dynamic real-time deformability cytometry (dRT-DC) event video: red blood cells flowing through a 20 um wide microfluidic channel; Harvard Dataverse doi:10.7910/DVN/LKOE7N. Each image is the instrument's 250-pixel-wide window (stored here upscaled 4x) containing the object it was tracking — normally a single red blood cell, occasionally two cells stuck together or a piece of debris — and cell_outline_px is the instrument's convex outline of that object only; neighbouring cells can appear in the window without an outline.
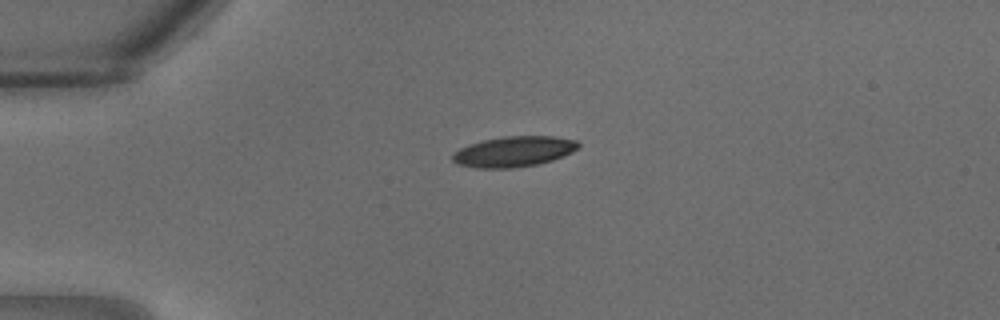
{"species": "common noctule bat (a hibernating species)", "species_latin": "Nyctalus noctula", "temperature_condition": "warm", "stored_images_in_passage": 7, "camera_frame_rate_fps": 3000, "um_per_image_px": 0.085, "animal": {"sex": "male", "body_mass_g": 18.8}, "frame": {"image": 1, "passage_image": 1, "time_ms": 0.0, "image_size_px": [1000, 320], "cell_outline_px": [[580, 148], [572, 152], [552, 160], [536, 164], [512, 168], [476, 168], [456, 164], [452, 160], [452, 156], [460, 148], [468, 144], [484, 140], [504, 136], [552, 136], [576, 140], [580, 144]], "centroid_in_image_um": [43.67, 12.88], "position_along_channel_um": 41.3, "area_um2": 22.31}}
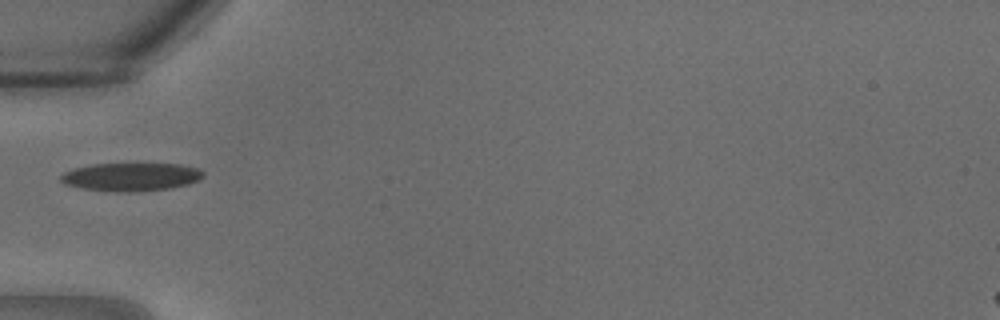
{"frame": {"image": 2, "passage_image": 4, "time_ms": 1.0, "image_size_px": [1000, 320], "cell_outline_px": [[204, 176], [200, 180], [188, 184], [172, 188], [136, 192], [116, 192], [80, 188], [64, 184], [60, 180], [60, 176], [64, 172], [76, 168], [92, 164], [180, 164], [196, 168], [204, 172]], "centroid_in_image_um": [11.15, 15.04], "position_along_channel_um": 73.9, "area_um2": 23.52}}
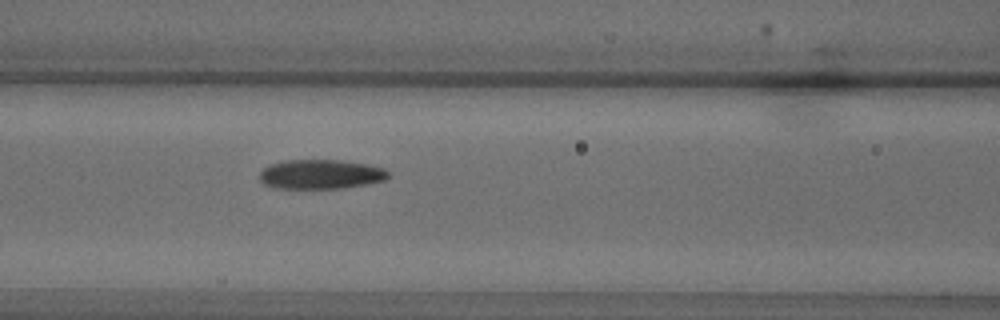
{"frame": {"image": 3, "passage_image": 7, "time_ms": 2.0, "image_size_px": [1000, 320], "cell_outline_px": [[388, 176], [384, 180], [368, 184], [344, 188], [276, 188], [264, 184], [260, 180], [260, 172], [268, 164], [284, 160], [336, 160], [368, 164], [384, 168], [388, 172]], "centroid_in_image_um": [27.24, 14.81], "position_along_channel_um": 139.4, "area_um2": 22.08}}